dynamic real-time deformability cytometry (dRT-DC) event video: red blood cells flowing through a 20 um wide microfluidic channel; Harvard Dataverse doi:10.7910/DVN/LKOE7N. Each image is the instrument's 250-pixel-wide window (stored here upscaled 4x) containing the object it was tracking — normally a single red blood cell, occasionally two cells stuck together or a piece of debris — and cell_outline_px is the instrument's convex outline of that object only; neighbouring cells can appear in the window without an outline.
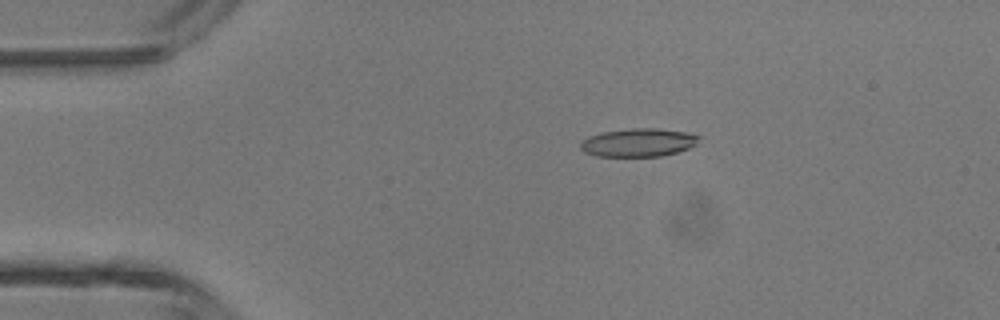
{"species": "common noctule bat (a hibernating species)", "species_latin": "Nyctalus noctula", "temperature_condition": "room temperature", "stored_images_in_passage": 4, "camera_frame_rate_fps": 3000, "um_per_image_px": 0.085, "animal": {"sex": "male", "body_mass_g": 13.3}, "frame": {"image": 1, "passage_image": 3, "time_ms": 2.333, "image_size_px": [1000, 320], "cell_outline_px": [[700, 136], [696, 144], [688, 148], [676, 152], [660, 156], [596, 156], [584, 152], [580, 148], [580, 140], [588, 136], [600, 132], [632, 128], [656, 128], [684, 132]], "centroid_in_image_um": [54.19, 12.11], "position_along_channel_um": 30.8, "area_um2": 19.48}}